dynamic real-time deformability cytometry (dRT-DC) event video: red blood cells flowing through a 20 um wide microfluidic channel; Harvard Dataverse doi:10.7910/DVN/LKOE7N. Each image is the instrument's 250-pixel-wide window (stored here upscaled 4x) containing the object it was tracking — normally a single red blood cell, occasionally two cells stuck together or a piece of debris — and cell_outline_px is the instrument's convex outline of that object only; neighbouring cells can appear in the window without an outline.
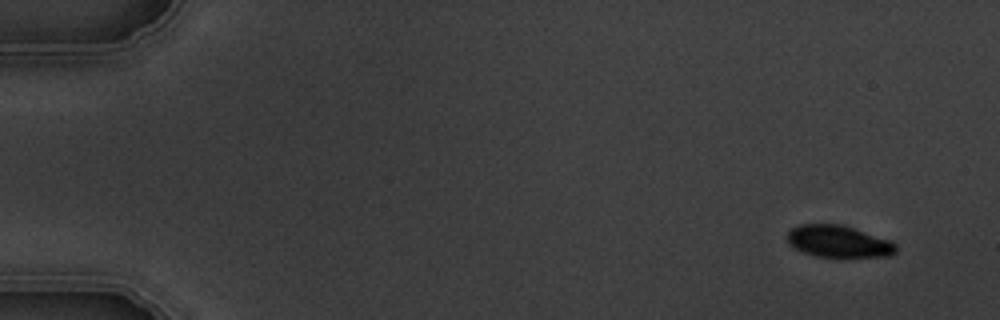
{"species": "common noctule bat (a hibernating species)", "species_latin": "Nyctalus noctula", "temperature_condition": "warm", "stored_images_in_passage": 5, "camera_frame_rate_fps": 3000, "um_per_image_px": 0.085, "animal": {"sex": "male", "body_mass_g": 19.5, "forearm_length_mm": 54.6}, "frame": {"image": 1, "passage_image": 1, "time_ms": 0.0, "image_size_px": [1000, 320], "cell_outline_px": [[896, 252], [892, 256], [816, 256], [804, 252], [788, 244], [788, 232], [792, 228], [800, 224], [844, 224], [892, 240], [896, 244]], "centroid_in_image_um": [71.32, 20.5], "position_along_channel_um": 13.7, "area_um2": 20.23}}
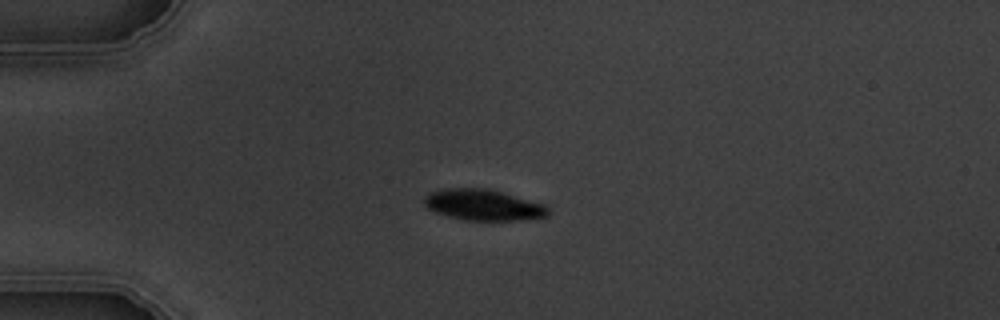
{"frame": {"image": 2, "passage_image": 4, "time_ms": 3.667, "image_size_px": [1000, 320], "cell_outline_px": [[548, 216], [512, 220], [468, 220], [448, 216], [436, 212], [428, 208], [424, 204], [424, 200], [432, 192], [444, 188], [488, 188], [544, 204], [548, 208]], "centroid_in_image_um": [41.07, 17.41], "position_along_channel_um": 43.9, "area_um2": 21.96}}